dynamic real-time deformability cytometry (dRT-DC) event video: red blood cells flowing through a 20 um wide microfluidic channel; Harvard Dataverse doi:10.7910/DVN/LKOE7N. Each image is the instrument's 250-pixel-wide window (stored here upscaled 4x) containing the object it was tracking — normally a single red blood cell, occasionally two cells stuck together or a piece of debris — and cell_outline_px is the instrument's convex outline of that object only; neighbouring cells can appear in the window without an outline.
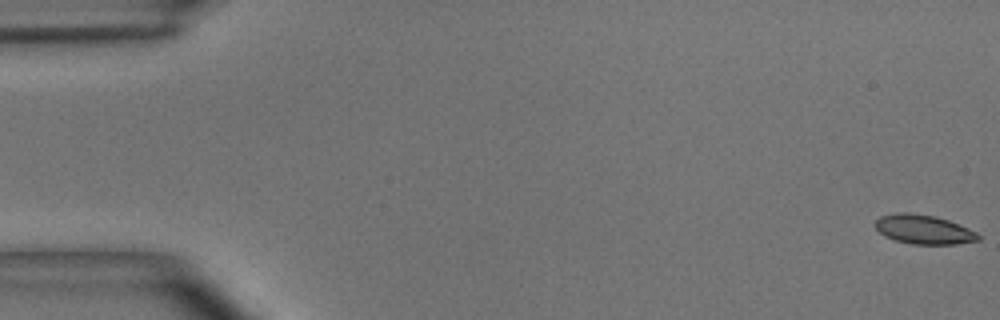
{"species": "common noctule bat (a hibernating species)", "species_latin": "Nyctalus noctula", "temperature_condition": "room temperature", "stored_images_in_passage": 50, "camera_frame_rate_fps": 3000, "um_per_image_px": 0.085, "animal": {"sex": "male", "body_mass_g": 15.6}, "frame": {"image": 1, "passage_image": 1, "time_ms": 0.0, "image_size_px": [1000, 320], "cell_outline_px": [[980, 240], [956, 244], [912, 244], [896, 240], [884, 236], [872, 224], [880, 216], [896, 212], [908, 212], [936, 216], [948, 220], [968, 228], [976, 232], [980, 236]], "centroid_in_image_um": [78.49, 19.49], "position_along_channel_um": 6.5, "area_um2": 17.63}}
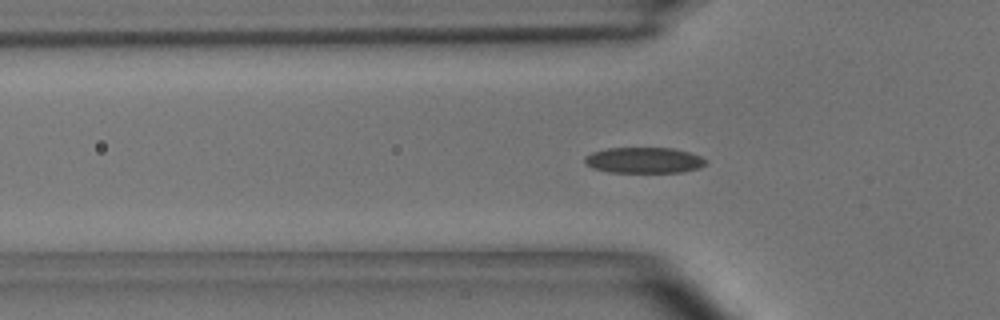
{"frame": {"image": 2, "passage_image": 18, "time_ms": 5.667, "image_size_px": [1000, 320], "cell_outline_px": [[708, 164], [700, 168], [680, 172], [608, 172], [592, 168], [584, 164], [584, 156], [592, 152], [608, 148], [672, 148], [688, 152], [700, 156], [708, 160]], "centroid_in_image_um": [54.73, 13.62], "position_along_channel_um": 71.1, "area_um2": 18.38}}
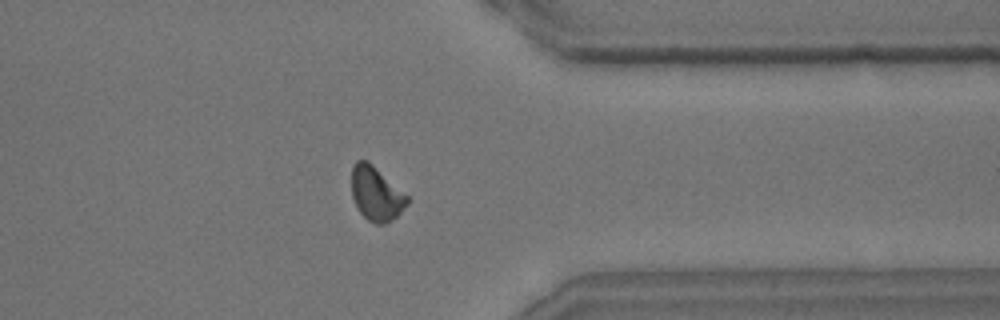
{"frame": {"image": 3, "passage_image": 44, "time_ms": 14.333, "image_size_px": [1000, 320], "cell_outline_px": [[408, 204], [392, 220], [384, 224], [376, 224], [368, 220], [360, 212], [352, 196], [352, 168], [356, 160], [368, 160], [408, 196]], "centroid_in_image_um": [31.97, 16.46], "position_along_channel_um": 379.4, "area_um2": 17.34}}